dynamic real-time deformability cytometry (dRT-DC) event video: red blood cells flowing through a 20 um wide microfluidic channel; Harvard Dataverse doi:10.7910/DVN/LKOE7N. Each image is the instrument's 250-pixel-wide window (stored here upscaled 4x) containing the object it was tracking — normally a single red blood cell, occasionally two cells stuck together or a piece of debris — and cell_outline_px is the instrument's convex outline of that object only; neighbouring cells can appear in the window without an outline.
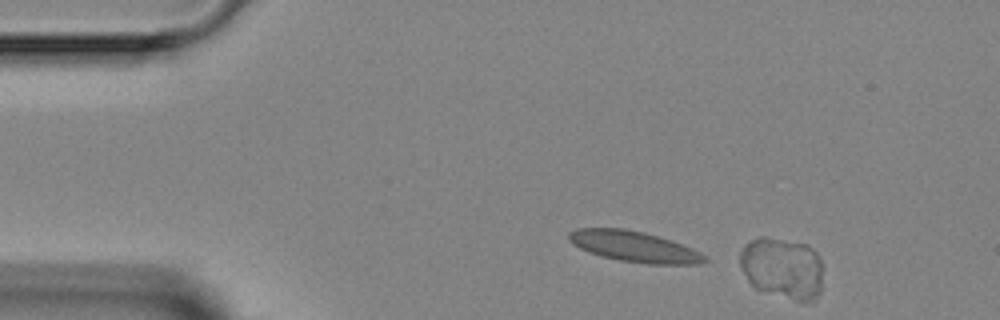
{"species": "Egyptian fruit bat (a non-hibernating species)", "species_latin": "Rousettus aegyptiacus", "temperature_condition": "room temperature", "stored_images_in_passage": 3, "camera_frame_rate_fps": 3000, "um_per_image_px": 0.085, "animal": {"sex": "female"}, "frame": {"image": 1, "passage_image": 1, "time_ms": 0.0, "image_size_px": [1000, 320], "cell_outline_px": [[824, 268], [820, 292], [816, 300], [812, 304], [808, 304], [756, 288], [748, 280], [740, 264], [740, 252], [744, 244], [760, 236], [768, 236], [804, 244], [812, 248], [820, 256]], "centroid_in_image_um": [66.57, 22.79], "position_along_channel_um": 18.4, "area_um2": 30.17}}
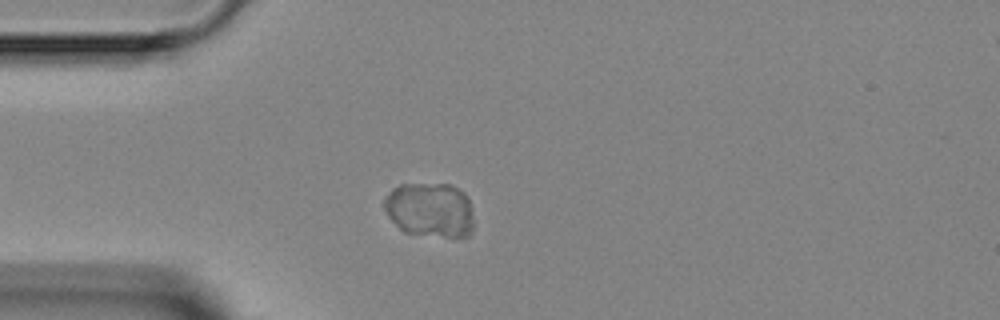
{"frame": {"image": 2, "passage_image": 3, "time_ms": 2.667, "image_size_px": [1000, 320], "cell_outline_px": [[472, 232], [468, 236], [456, 240], [404, 232], [388, 216], [384, 208], [384, 196], [392, 188], [400, 184], [448, 184], [464, 192], [468, 200], [472, 216]], "centroid_in_image_um": [36.55, 17.87], "position_along_channel_um": 48.4, "area_um2": 29.02}}